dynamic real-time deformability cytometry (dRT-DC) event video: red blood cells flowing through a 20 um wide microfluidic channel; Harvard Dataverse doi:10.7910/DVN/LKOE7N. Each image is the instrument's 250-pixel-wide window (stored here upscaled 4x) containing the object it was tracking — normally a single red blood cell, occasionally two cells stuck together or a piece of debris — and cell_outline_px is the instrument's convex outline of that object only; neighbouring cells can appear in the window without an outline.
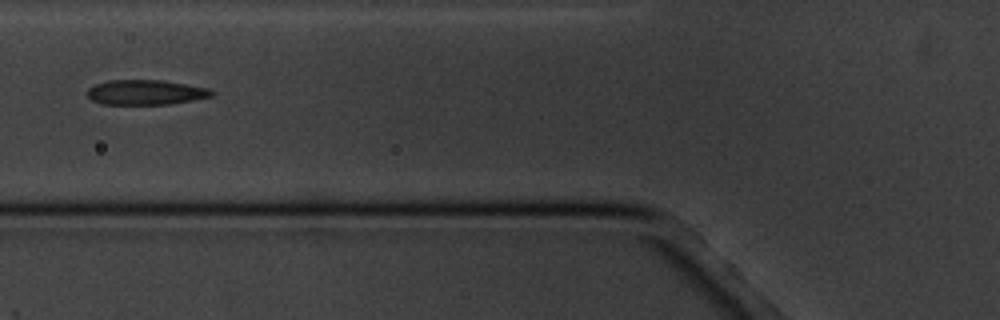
{"species": "common noctule bat (a hibernating species)", "species_latin": "Nyctalus noctula", "temperature_condition": "cold", "stored_images_in_passage": 12, "segment_of_instrument_passage": [1, 2], "camera_frame_rate_fps": 3000, "um_per_image_px": 0.085, "animal": {"sex": "male", "body_mass_g": 20.1, "forearm_length_mm": 53.5}, "frame": {"image": 1, "passage_image": 3, "time_ms": 2.667, "image_size_px": [1000, 320], "cell_outline_px": [[216, 92], [212, 96], [192, 100], [168, 104], [104, 104], [92, 100], [88, 96], [88, 88], [96, 84], [108, 80], [160, 80], [208, 88]], "centroid_in_image_um": [12.38, 7.84], "position_along_channel_um": 113.4, "area_um2": 17.86}}
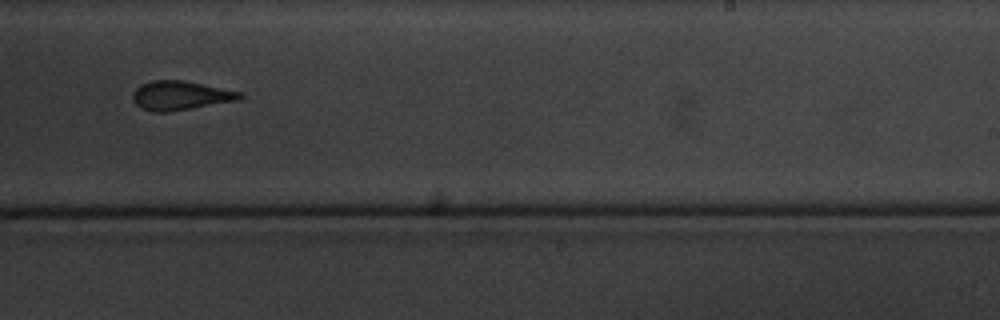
{"frame": {"image": 2, "passage_image": 7, "time_ms": 7.333, "image_size_px": [1000, 320], "cell_outline_px": [[244, 96], [236, 100], [168, 112], [156, 112], [140, 108], [132, 100], [132, 92], [140, 84], [152, 80], [184, 80], [244, 92]], "centroid_in_image_um": [15.31, 8.1], "position_along_channel_um": 273.7, "area_um2": 18.21}}
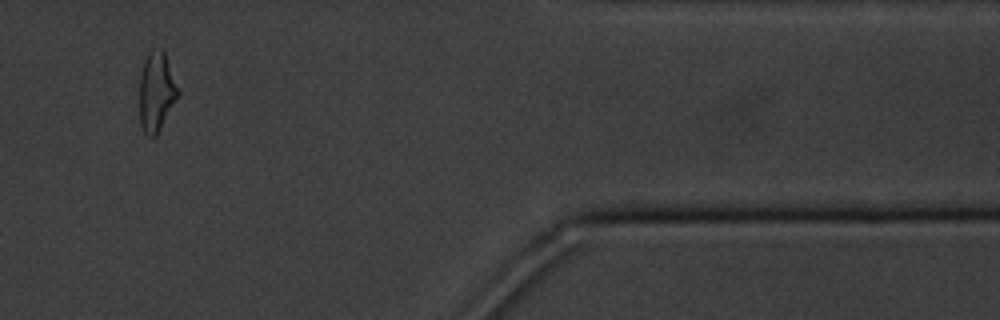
{"frame": {"image": 3, "passage_image": 11, "time_ms": 12.0, "image_size_px": [1000, 320], "cell_outline_px": [[180, 92], [176, 100], [156, 136], [148, 136], [144, 132], [140, 124], [140, 76], [144, 60], [148, 52], [152, 48], [160, 48], [164, 52]], "centroid_in_image_um": [13.29, 7.78], "position_along_channel_um": 398.1, "area_um2": 17.69}}